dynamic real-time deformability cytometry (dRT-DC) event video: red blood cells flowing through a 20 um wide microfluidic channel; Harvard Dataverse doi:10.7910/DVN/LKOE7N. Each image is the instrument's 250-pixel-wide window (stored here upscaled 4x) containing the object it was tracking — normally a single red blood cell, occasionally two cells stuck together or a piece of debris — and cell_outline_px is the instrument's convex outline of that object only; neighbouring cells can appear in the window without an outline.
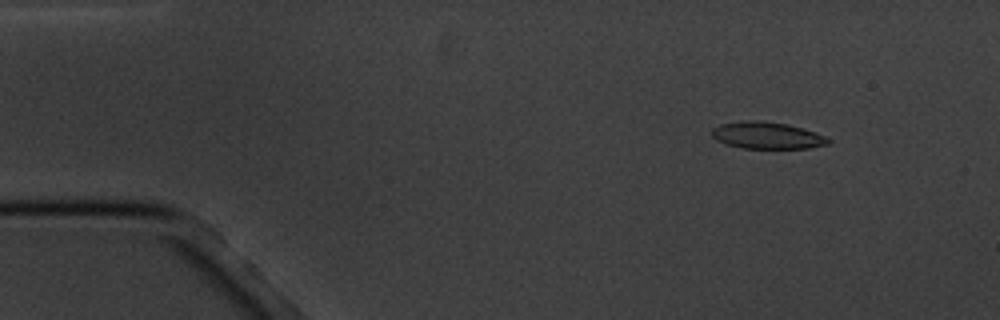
{"species": "common noctule bat (a hibernating species)", "species_latin": "Nyctalus noctula", "temperature_condition": "cold", "stored_images_in_passage": 16, "camera_frame_rate_fps": 3000, "um_per_image_px": 0.085, "animal": {"sex": "male", "body_mass_g": 20.1, "forearm_length_mm": 53.5}, "frame": {"image": 1, "passage_image": 2, "time_ms": 1.0, "image_size_px": [1000, 320], "cell_outline_px": [[832, 140], [828, 144], [808, 148], [744, 148], [728, 144], [716, 140], [712, 136], [712, 128], [720, 124], [744, 120], [756, 120], [788, 124], [816, 132]], "centroid_in_image_um": [65.2, 11.5], "position_along_channel_um": 19.8, "area_um2": 18.15}}
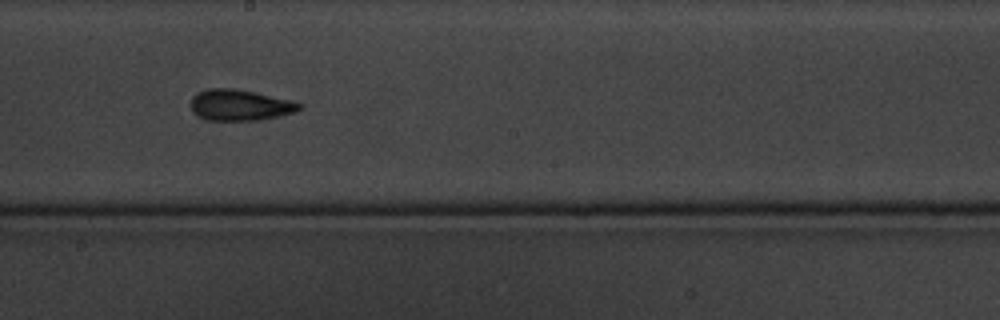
{"frame": {"image": 2, "passage_image": 9, "time_ms": 9.333, "image_size_px": [1000, 320], "cell_outline_px": [[304, 104], [296, 112], [260, 120], [208, 120], [200, 116], [192, 108], [192, 96], [196, 92], [208, 88], [236, 88], [296, 100]], "centroid_in_image_um": [20.47, 8.91], "position_along_channel_um": 227.7, "area_um2": 19.83}}
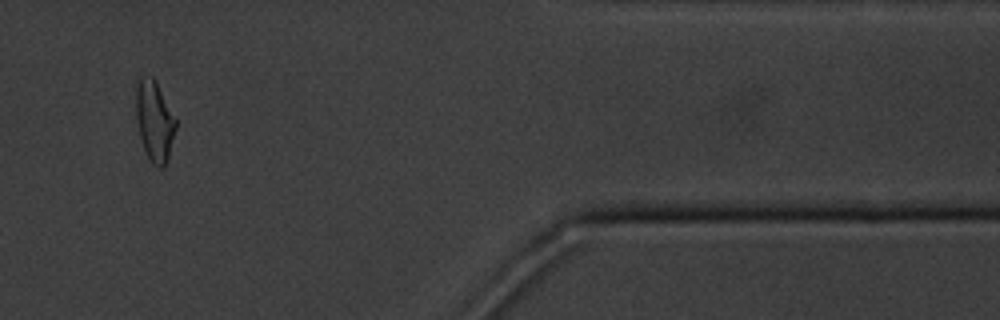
{"frame": {"image": 3, "passage_image": 14, "time_ms": 15.333, "image_size_px": [1000, 320], "cell_outline_px": [[176, 128], [168, 160], [164, 168], [160, 168], [152, 164], [148, 160], [140, 136], [136, 116], [136, 88], [140, 76], [152, 76], [156, 80], [176, 116]], "centroid_in_image_um": [13.15, 10.28], "position_along_channel_um": 398.2, "area_um2": 19.02}, "authors_computed_cell_mechanics": {"area_um2": 18.5538, "velocity_mm_per_s": 3.4436, "shape_relaxation_time_tau1_ms": 1.8864, "shape_relaxation_time_tau2_ms": 2.3012, "deformation_change_tau1": 0.0978, "deformation_change_tau2": 0.0892}}